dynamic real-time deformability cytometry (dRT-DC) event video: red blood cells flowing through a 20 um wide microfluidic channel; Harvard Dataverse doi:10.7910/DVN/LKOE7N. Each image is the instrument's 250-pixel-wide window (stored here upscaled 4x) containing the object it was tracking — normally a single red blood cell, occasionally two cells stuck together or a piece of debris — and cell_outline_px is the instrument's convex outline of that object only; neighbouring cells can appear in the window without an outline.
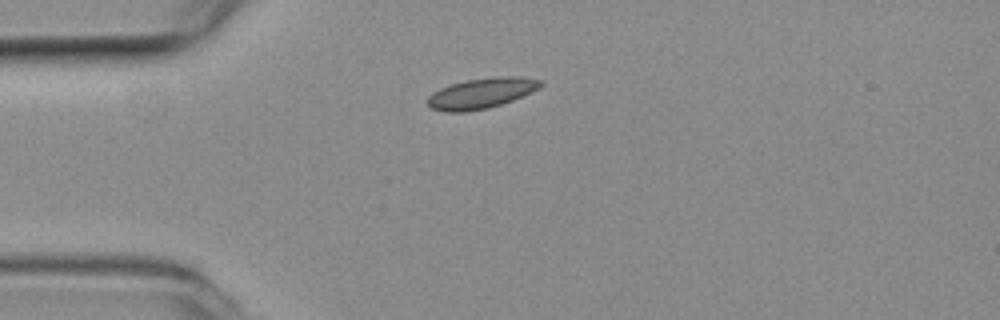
{"species": "common noctule bat (a hibernating species)", "species_latin": "Nyctalus noctula", "temperature_condition": "room temperature", "stored_images_in_passage": 42, "camera_frame_rate_fps": 3000, "um_per_image_px": 0.085, "animal": {"sex": "female", "body_mass_g": 19.3, "forearm_length_mm": 54.1}, "frame": {"image": 1, "passage_image": 1, "time_ms": 0.0, "image_size_px": [1000, 320], "cell_outline_px": [[544, 84], [540, 88], [512, 100], [488, 108], [464, 112], [444, 112], [432, 108], [428, 104], [428, 96], [432, 92], [440, 88], [464, 80], [496, 76], [520, 76], [544, 80]], "centroid_in_image_um": [40.94, 7.91], "position_along_channel_um": 44.1, "area_um2": 20.17}}
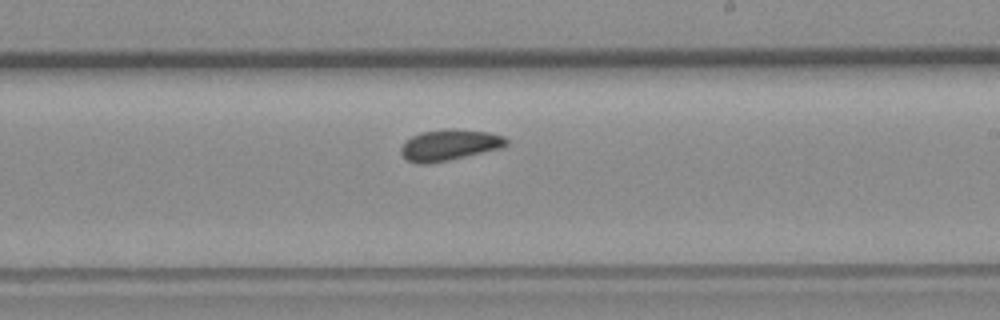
{"frame": {"image": 2, "passage_image": 19, "time_ms": 6.0, "image_size_px": [1000, 320], "cell_outline_px": [[508, 144], [496, 148], [448, 160], [428, 164], [420, 164], [408, 160], [400, 152], [400, 148], [404, 140], [420, 132], [444, 128], [456, 128], [488, 132], [504, 136], [508, 140]], "centroid_in_image_um": [38.13, 12.29], "position_along_channel_um": 250.9, "area_um2": 18.96}}
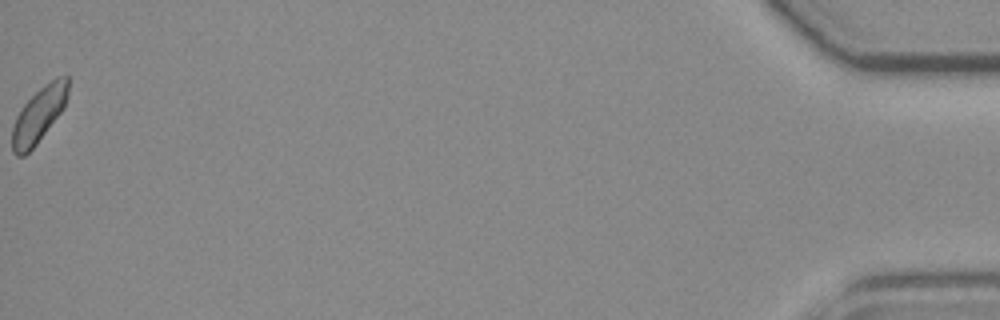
{"frame": {"image": 3, "passage_image": 42, "time_ms": 13.667, "image_size_px": [1000, 320], "cell_outline_px": [[68, 96], [64, 108], [36, 144], [24, 156], [16, 156], [12, 152], [12, 128], [16, 116], [20, 108], [44, 84], [56, 76], [68, 76]], "centroid_in_image_um": [3.3, 9.75], "position_along_channel_um": 431.9, "area_um2": 17.98}, "authors_computed_cell_mechanics": {"area_um2": 18.4382, "velocity_mm_per_s": 3.762, "shape_relaxation_time_tau1_ms": 5.2797, "shape_relaxation_time_tau2_ms": null, "deformation_change_tau1": 0.0552, "deformation_change_tau2": null}}